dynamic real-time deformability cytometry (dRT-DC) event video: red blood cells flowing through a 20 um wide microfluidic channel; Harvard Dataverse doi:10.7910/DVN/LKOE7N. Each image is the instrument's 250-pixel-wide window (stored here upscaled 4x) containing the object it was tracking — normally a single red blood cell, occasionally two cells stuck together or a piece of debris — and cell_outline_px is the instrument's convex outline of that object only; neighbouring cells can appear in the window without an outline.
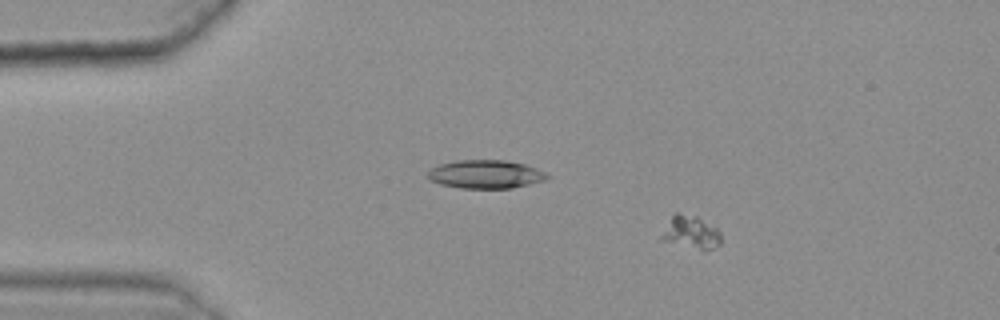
{"species": "common noctule bat (a hibernating species)", "species_latin": "Nyctalus noctula", "temperature_condition": "warm", "stored_images_in_passage": 45, "camera_frame_rate_fps": 3000, "um_per_image_px": 0.085, "animal": {"sex": "female", "body_mass_g": 25.1}, "frame": {"image": 1, "passage_image": 10, "time_ms": 3.0, "image_size_px": [1000, 320], "cell_outline_px": [[720, 244], [704, 252], [660, 240], [660, 236], [672, 216], [676, 212], [696, 216], [716, 228], [720, 232]], "centroid_in_image_um": [58.72, 19.79], "position_along_channel_um": 26.3, "area_um2": 11.44}}